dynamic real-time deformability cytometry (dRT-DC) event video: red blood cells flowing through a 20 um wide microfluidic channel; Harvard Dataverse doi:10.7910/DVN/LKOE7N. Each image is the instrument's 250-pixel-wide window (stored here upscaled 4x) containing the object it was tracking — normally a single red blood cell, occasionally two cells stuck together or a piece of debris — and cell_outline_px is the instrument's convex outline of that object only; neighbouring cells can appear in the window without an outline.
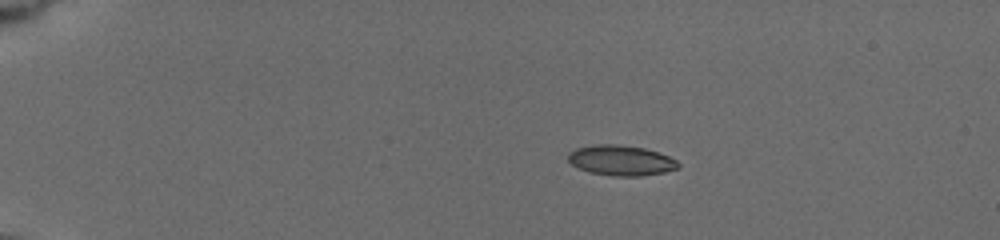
{"species": "common noctule bat (a hibernating species)", "species_latin": "Nyctalus noctula", "temperature_condition": "cold", "stored_images_in_passage": 36, "camera_frame_rate_fps": 3000, "um_per_image_px": 0.085, "animal": {"sex": "female", "body_mass_g": 19.5, "forearm_length_mm": 54.1}, "frame": {"image": 1, "passage_image": 1, "time_ms": 0.0, "image_size_px": [1000, 240], "cell_outline_px": [[680, 168], [664, 172], [640, 176], [616, 176], [588, 172], [576, 168], [568, 160], [568, 152], [576, 148], [596, 144], [616, 144], [644, 148], [668, 156], [676, 160], [680, 164]], "centroid_in_image_um": [52.76, 13.64], "position_along_channel_um": 32.2, "area_um2": 19.48}}
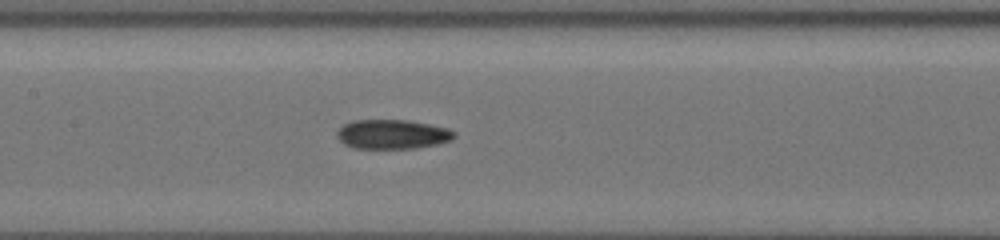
{"frame": {"image": 2, "passage_image": 22, "time_ms": 6.0, "image_size_px": [1000, 240], "cell_outline_px": [[456, 136], [452, 140], [436, 144], [416, 148], [352, 148], [344, 144], [336, 136], [336, 132], [344, 124], [352, 120], [408, 120], [448, 128], [456, 132]], "centroid_in_image_um": [33.35, 11.41], "position_along_channel_um": 174.1, "area_um2": 20.11}}
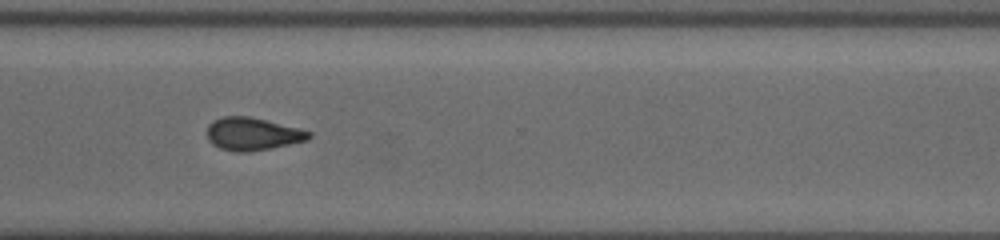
{"frame": {"image": 3, "passage_image": 35, "time_ms": 10.667, "image_size_px": [1000, 240], "cell_outline_px": [[312, 136], [308, 140], [248, 152], [236, 152], [220, 148], [212, 144], [208, 140], [208, 124], [212, 120], [224, 116], [248, 116], [300, 128], [312, 132]], "centroid_in_image_um": [21.46, 11.38], "position_along_channel_um": 349.1, "area_um2": 19.36}}